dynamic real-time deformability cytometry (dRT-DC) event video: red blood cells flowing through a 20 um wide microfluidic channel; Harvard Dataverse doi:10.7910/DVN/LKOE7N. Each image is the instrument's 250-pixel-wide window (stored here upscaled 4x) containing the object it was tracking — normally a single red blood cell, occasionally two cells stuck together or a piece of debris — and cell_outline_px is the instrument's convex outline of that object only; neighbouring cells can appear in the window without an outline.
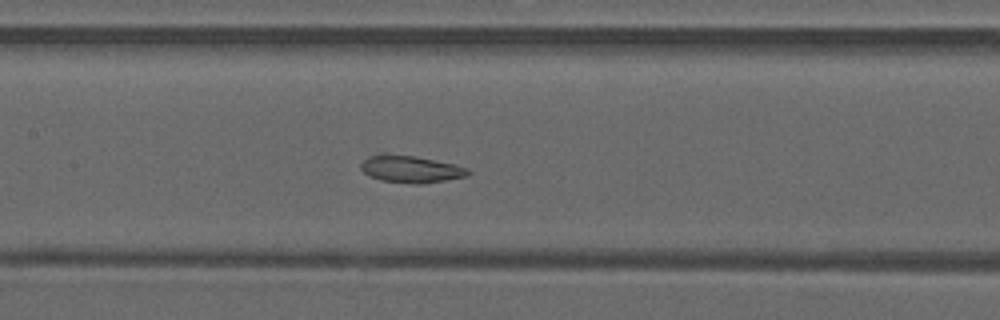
{"species": "common noctule bat (a hibernating species)", "species_latin": "Nyctalus noctula", "temperature_condition": "warm", "stored_images_in_passage": 32, "camera_frame_rate_fps": 3000, "um_per_image_px": 0.085, "animal": {"sex": "male", "forearm_length_mm": 52.5}, "frame": {"image": 1, "passage_image": 22, "time_ms": 7.0, "image_size_px": [1000, 320], "cell_outline_px": [[472, 172], [468, 176], [420, 184], [416, 184], [380, 180], [368, 176], [360, 168], [360, 164], [368, 156], [380, 152], [416, 156], [456, 164], [468, 168]], "centroid_in_image_um": [34.89, 14.35], "position_along_channel_um": 172.5, "area_um2": 17.28}}